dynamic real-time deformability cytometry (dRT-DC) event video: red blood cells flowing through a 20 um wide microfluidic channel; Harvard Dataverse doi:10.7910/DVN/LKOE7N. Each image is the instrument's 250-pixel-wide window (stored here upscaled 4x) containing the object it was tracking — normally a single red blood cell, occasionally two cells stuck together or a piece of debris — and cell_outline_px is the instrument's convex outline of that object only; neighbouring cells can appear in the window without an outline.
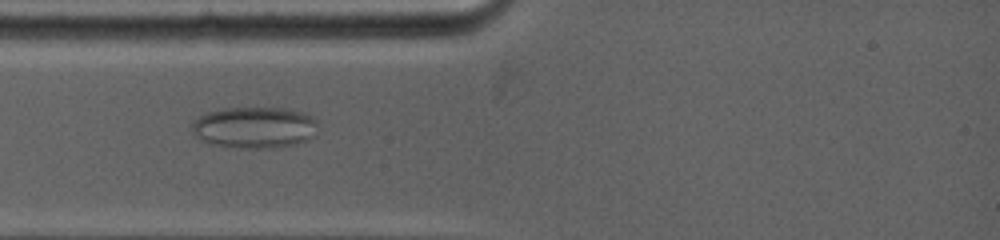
{"species": "common noctule bat (a hibernating species)", "species_latin": "Nyctalus noctula", "temperature_condition": "warm", "stored_images_in_passage": 13, "camera_frame_rate_fps": 5000, "um_per_image_px": 0.085, "animal": {"sex": "female", "body_mass_g": 19.0, "forearm_length_mm": 53.3}, "frame": {"image": 1, "passage_image": 1, "time_ms": 0.0, "image_size_px": [1000, 240], "cell_outline_px": [[316, 120], [312, 136], [304, 140], [292, 144], [276, 148], [244, 148], [212, 144], [196, 136], [192, 128], [196, 120], [204, 112], [224, 108], [288, 108], [308, 112]], "centroid_in_image_um": [21.64, 10.81], "position_along_channel_um": 63.4, "area_um2": 30.11}}
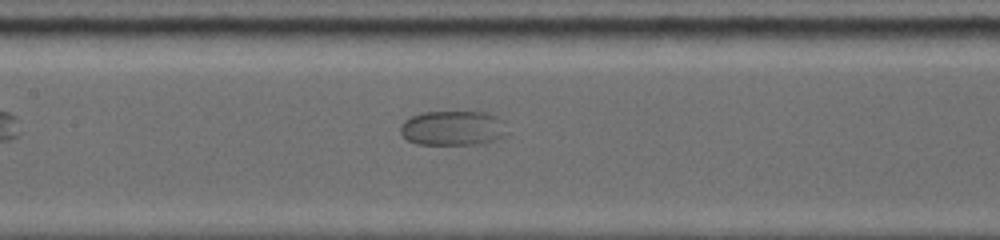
{"frame": {"image": 2, "passage_image": 6, "time_ms": 2.8, "image_size_px": [1000, 240], "cell_outline_px": [[504, 136], [484, 144], [416, 144], [408, 140], [400, 132], [400, 124], [404, 120], [420, 112], [484, 112], [492, 116]], "centroid_in_image_um": [38.31, 10.9], "position_along_channel_um": 169.1, "area_um2": 20.81}}
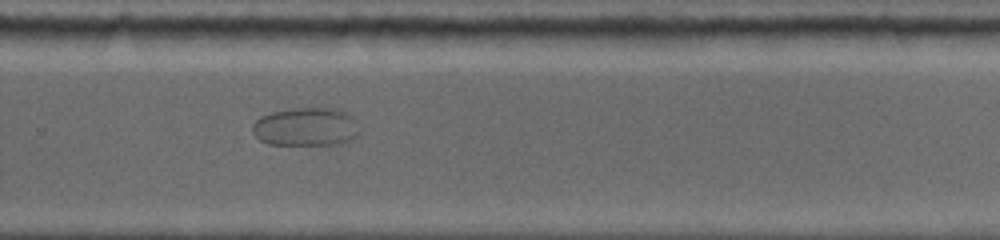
{"frame": {"image": 3, "passage_image": 13, "time_ms": 6.4, "image_size_px": [1000, 240], "cell_outline_px": [[356, 136], [348, 140], [336, 144], [268, 144], [260, 140], [252, 132], [252, 124], [256, 120], [272, 112], [296, 108], [340, 108], [348, 112]], "centroid_in_image_um": [25.91, 10.77], "position_along_channel_um": 303.9, "area_um2": 23.24}}